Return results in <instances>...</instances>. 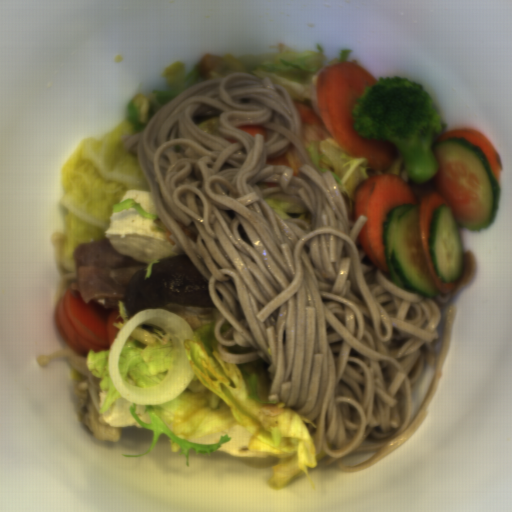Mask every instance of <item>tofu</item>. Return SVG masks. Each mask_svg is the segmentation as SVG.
Instances as JSON below:
<instances>
[{
    "label": "tofu",
    "mask_w": 512,
    "mask_h": 512,
    "mask_svg": "<svg viewBox=\"0 0 512 512\" xmlns=\"http://www.w3.org/2000/svg\"><path fill=\"white\" fill-rule=\"evenodd\" d=\"M130 404L131 402L125 397L116 399L108 408L100 411L103 422L113 427H120V429L127 426L142 428V424L136 421L131 414Z\"/></svg>",
    "instance_id": "31d398ca"
},
{
    "label": "tofu",
    "mask_w": 512,
    "mask_h": 512,
    "mask_svg": "<svg viewBox=\"0 0 512 512\" xmlns=\"http://www.w3.org/2000/svg\"><path fill=\"white\" fill-rule=\"evenodd\" d=\"M156 222L142 218L136 209L112 211L110 224L104 230L117 252L145 261L188 255L179 241L169 242L164 233L153 232Z\"/></svg>",
    "instance_id": "5b9d583a"
},
{
    "label": "tofu",
    "mask_w": 512,
    "mask_h": 512,
    "mask_svg": "<svg viewBox=\"0 0 512 512\" xmlns=\"http://www.w3.org/2000/svg\"><path fill=\"white\" fill-rule=\"evenodd\" d=\"M223 435L229 436L232 440L227 441L220 446L218 450L225 454L239 458H266L267 454L260 451L251 450L248 443L252 437L250 431L240 425H235L225 430L193 438L189 443L199 445H217L220 443Z\"/></svg>",
    "instance_id": "ead7c124"
},
{
    "label": "tofu",
    "mask_w": 512,
    "mask_h": 512,
    "mask_svg": "<svg viewBox=\"0 0 512 512\" xmlns=\"http://www.w3.org/2000/svg\"><path fill=\"white\" fill-rule=\"evenodd\" d=\"M132 199L148 214L158 215L152 193L142 189H129L125 192L121 201Z\"/></svg>",
    "instance_id": "d98f3ab2"
}]
</instances>
